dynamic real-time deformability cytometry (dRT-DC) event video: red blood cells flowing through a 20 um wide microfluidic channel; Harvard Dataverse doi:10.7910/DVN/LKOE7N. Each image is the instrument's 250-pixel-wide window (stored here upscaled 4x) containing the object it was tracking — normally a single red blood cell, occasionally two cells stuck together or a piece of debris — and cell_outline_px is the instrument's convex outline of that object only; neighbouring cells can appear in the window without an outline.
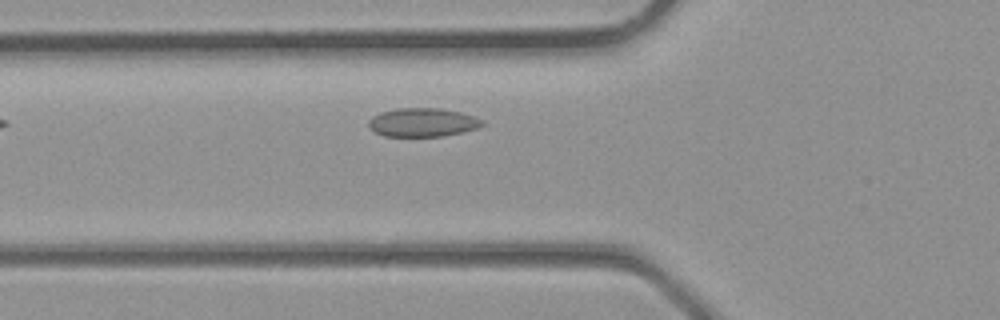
{"species": "common noctule bat (a hibernating species)", "species_latin": "Nyctalus noctula", "temperature_condition": "room temperature", "stored_images_in_passage": 4, "camera_frame_rate_fps": 3000, "um_per_image_px": 0.085, "animal": {"sex": "male", "body_mass_g": 23.1, "forearm_length_mm": 52.7}, "frame": {"image": 1, "passage_image": 4, "time_ms": 1.0, "image_size_px": [1000, 320], "cell_outline_px": [[484, 124], [476, 128], [464, 132], [444, 136], [384, 136], [368, 128], [368, 120], [372, 116], [380, 112], [396, 108], [440, 108], [460, 112], [484, 120]], "centroid_in_image_um": [35.9, 10.4], "position_along_channel_um": 89.9, "area_um2": 19.07}}